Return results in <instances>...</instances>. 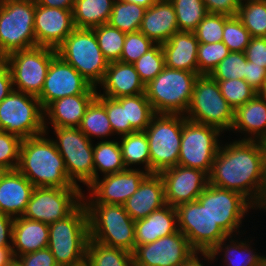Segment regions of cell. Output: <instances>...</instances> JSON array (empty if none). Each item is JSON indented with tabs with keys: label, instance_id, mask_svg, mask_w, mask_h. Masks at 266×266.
<instances>
[{
	"label": "cell",
	"instance_id": "obj_54",
	"mask_svg": "<svg viewBox=\"0 0 266 266\" xmlns=\"http://www.w3.org/2000/svg\"><path fill=\"white\" fill-rule=\"evenodd\" d=\"M244 80L257 92H259L266 80V68L257 66L253 62L247 61Z\"/></svg>",
	"mask_w": 266,
	"mask_h": 266
},
{
	"label": "cell",
	"instance_id": "obj_23",
	"mask_svg": "<svg viewBox=\"0 0 266 266\" xmlns=\"http://www.w3.org/2000/svg\"><path fill=\"white\" fill-rule=\"evenodd\" d=\"M166 205L164 182L160 174L149 173L123 204L124 209L134 220L146 218L153 211Z\"/></svg>",
	"mask_w": 266,
	"mask_h": 266
},
{
	"label": "cell",
	"instance_id": "obj_10",
	"mask_svg": "<svg viewBox=\"0 0 266 266\" xmlns=\"http://www.w3.org/2000/svg\"><path fill=\"white\" fill-rule=\"evenodd\" d=\"M52 141L62 156L68 179L77 187H88L94 180L93 142L79 128L53 127Z\"/></svg>",
	"mask_w": 266,
	"mask_h": 266
},
{
	"label": "cell",
	"instance_id": "obj_4",
	"mask_svg": "<svg viewBox=\"0 0 266 266\" xmlns=\"http://www.w3.org/2000/svg\"><path fill=\"white\" fill-rule=\"evenodd\" d=\"M90 239L109 247L133 253L135 250V221L123 205L85 203Z\"/></svg>",
	"mask_w": 266,
	"mask_h": 266
},
{
	"label": "cell",
	"instance_id": "obj_6",
	"mask_svg": "<svg viewBox=\"0 0 266 266\" xmlns=\"http://www.w3.org/2000/svg\"><path fill=\"white\" fill-rule=\"evenodd\" d=\"M36 0H0V58L36 47Z\"/></svg>",
	"mask_w": 266,
	"mask_h": 266
},
{
	"label": "cell",
	"instance_id": "obj_2",
	"mask_svg": "<svg viewBox=\"0 0 266 266\" xmlns=\"http://www.w3.org/2000/svg\"><path fill=\"white\" fill-rule=\"evenodd\" d=\"M48 133L22 140L17 170L34 187H77L68 179L64 160Z\"/></svg>",
	"mask_w": 266,
	"mask_h": 266
},
{
	"label": "cell",
	"instance_id": "obj_57",
	"mask_svg": "<svg viewBox=\"0 0 266 266\" xmlns=\"http://www.w3.org/2000/svg\"><path fill=\"white\" fill-rule=\"evenodd\" d=\"M37 3L45 7H56L60 9H73L74 0H36Z\"/></svg>",
	"mask_w": 266,
	"mask_h": 266
},
{
	"label": "cell",
	"instance_id": "obj_16",
	"mask_svg": "<svg viewBox=\"0 0 266 266\" xmlns=\"http://www.w3.org/2000/svg\"><path fill=\"white\" fill-rule=\"evenodd\" d=\"M175 209L178 230L187 237L195 250L211 251L222 239L228 237L198 200L179 204Z\"/></svg>",
	"mask_w": 266,
	"mask_h": 266
},
{
	"label": "cell",
	"instance_id": "obj_17",
	"mask_svg": "<svg viewBox=\"0 0 266 266\" xmlns=\"http://www.w3.org/2000/svg\"><path fill=\"white\" fill-rule=\"evenodd\" d=\"M77 94H97V88L56 54L48 68L43 89L37 97L41 106L45 109L57 99Z\"/></svg>",
	"mask_w": 266,
	"mask_h": 266
},
{
	"label": "cell",
	"instance_id": "obj_50",
	"mask_svg": "<svg viewBox=\"0 0 266 266\" xmlns=\"http://www.w3.org/2000/svg\"><path fill=\"white\" fill-rule=\"evenodd\" d=\"M21 143L18 136L0 131V168L3 171L17 169Z\"/></svg>",
	"mask_w": 266,
	"mask_h": 266
},
{
	"label": "cell",
	"instance_id": "obj_46",
	"mask_svg": "<svg viewBox=\"0 0 266 266\" xmlns=\"http://www.w3.org/2000/svg\"><path fill=\"white\" fill-rule=\"evenodd\" d=\"M222 37L231 52H244L252 38L237 16H230L225 21Z\"/></svg>",
	"mask_w": 266,
	"mask_h": 266
},
{
	"label": "cell",
	"instance_id": "obj_41",
	"mask_svg": "<svg viewBox=\"0 0 266 266\" xmlns=\"http://www.w3.org/2000/svg\"><path fill=\"white\" fill-rule=\"evenodd\" d=\"M104 58L110 63L120 61L126 33L109 23L92 28Z\"/></svg>",
	"mask_w": 266,
	"mask_h": 266
},
{
	"label": "cell",
	"instance_id": "obj_15",
	"mask_svg": "<svg viewBox=\"0 0 266 266\" xmlns=\"http://www.w3.org/2000/svg\"><path fill=\"white\" fill-rule=\"evenodd\" d=\"M197 200L228 236H237L250 209L255 206L242 194L208 183Z\"/></svg>",
	"mask_w": 266,
	"mask_h": 266
},
{
	"label": "cell",
	"instance_id": "obj_59",
	"mask_svg": "<svg viewBox=\"0 0 266 266\" xmlns=\"http://www.w3.org/2000/svg\"><path fill=\"white\" fill-rule=\"evenodd\" d=\"M12 259V248H0V266H7Z\"/></svg>",
	"mask_w": 266,
	"mask_h": 266
},
{
	"label": "cell",
	"instance_id": "obj_35",
	"mask_svg": "<svg viewBox=\"0 0 266 266\" xmlns=\"http://www.w3.org/2000/svg\"><path fill=\"white\" fill-rule=\"evenodd\" d=\"M86 261L91 266H134L132 253L89 239Z\"/></svg>",
	"mask_w": 266,
	"mask_h": 266
},
{
	"label": "cell",
	"instance_id": "obj_21",
	"mask_svg": "<svg viewBox=\"0 0 266 266\" xmlns=\"http://www.w3.org/2000/svg\"><path fill=\"white\" fill-rule=\"evenodd\" d=\"M74 29L72 9L45 7L36 1L34 32L37 46L56 50Z\"/></svg>",
	"mask_w": 266,
	"mask_h": 266
},
{
	"label": "cell",
	"instance_id": "obj_51",
	"mask_svg": "<svg viewBox=\"0 0 266 266\" xmlns=\"http://www.w3.org/2000/svg\"><path fill=\"white\" fill-rule=\"evenodd\" d=\"M244 54L247 61L266 68V37H252Z\"/></svg>",
	"mask_w": 266,
	"mask_h": 266
},
{
	"label": "cell",
	"instance_id": "obj_52",
	"mask_svg": "<svg viewBox=\"0 0 266 266\" xmlns=\"http://www.w3.org/2000/svg\"><path fill=\"white\" fill-rule=\"evenodd\" d=\"M23 266H58L48 247L18 256Z\"/></svg>",
	"mask_w": 266,
	"mask_h": 266
},
{
	"label": "cell",
	"instance_id": "obj_24",
	"mask_svg": "<svg viewBox=\"0 0 266 266\" xmlns=\"http://www.w3.org/2000/svg\"><path fill=\"white\" fill-rule=\"evenodd\" d=\"M34 185L17 169L0 174V212L13 218L21 217L33 192Z\"/></svg>",
	"mask_w": 266,
	"mask_h": 266
},
{
	"label": "cell",
	"instance_id": "obj_42",
	"mask_svg": "<svg viewBox=\"0 0 266 266\" xmlns=\"http://www.w3.org/2000/svg\"><path fill=\"white\" fill-rule=\"evenodd\" d=\"M144 85L152 81L165 67V57L160 43H155L133 63Z\"/></svg>",
	"mask_w": 266,
	"mask_h": 266
},
{
	"label": "cell",
	"instance_id": "obj_48",
	"mask_svg": "<svg viewBox=\"0 0 266 266\" xmlns=\"http://www.w3.org/2000/svg\"><path fill=\"white\" fill-rule=\"evenodd\" d=\"M96 98L105 106L108 119L113 130V136H124L136 132L130 124H126L125 107L116 99L99 95Z\"/></svg>",
	"mask_w": 266,
	"mask_h": 266
},
{
	"label": "cell",
	"instance_id": "obj_7",
	"mask_svg": "<svg viewBox=\"0 0 266 266\" xmlns=\"http://www.w3.org/2000/svg\"><path fill=\"white\" fill-rule=\"evenodd\" d=\"M92 86L102 82L109 62L99 48L93 29L75 28L56 49Z\"/></svg>",
	"mask_w": 266,
	"mask_h": 266
},
{
	"label": "cell",
	"instance_id": "obj_20",
	"mask_svg": "<svg viewBox=\"0 0 266 266\" xmlns=\"http://www.w3.org/2000/svg\"><path fill=\"white\" fill-rule=\"evenodd\" d=\"M160 175L164 182L165 202L173 207L197 200L208 185L205 172L181 165L166 169Z\"/></svg>",
	"mask_w": 266,
	"mask_h": 266
},
{
	"label": "cell",
	"instance_id": "obj_5",
	"mask_svg": "<svg viewBox=\"0 0 266 266\" xmlns=\"http://www.w3.org/2000/svg\"><path fill=\"white\" fill-rule=\"evenodd\" d=\"M199 74L164 67L145 85V95L156 114L185 115Z\"/></svg>",
	"mask_w": 266,
	"mask_h": 266
},
{
	"label": "cell",
	"instance_id": "obj_32",
	"mask_svg": "<svg viewBox=\"0 0 266 266\" xmlns=\"http://www.w3.org/2000/svg\"><path fill=\"white\" fill-rule=\"evenodd\" d=\"M115 0H74L75 28L92 29L108 23Z\"/></svg>",
	"mask_w": 266,
	"mask_h": 266
},
{
	"label": "cell",
	"instance_id": "obj_53",
	"mask_svg": "<svg viewBox=\"0 0 266 266\" xmlns=\"http://www.w3.org/2000/svg\"><path fill=\"white\" fill-rule=\"evenodd\" d=\"M208 13L237 16L241 0H203Z\"/></svg>",
	"mask_w": 266,
	"mask_h": 266
},
{
	"label": "cell",
	"instance_id": "obj_62",
	"mask_svg": "<svg viewBox=\"0 0 266 266\" xmlns=\"http://www.w3.org/2000/svg\"><path fill=\"white\" fill-rule=\"evenodd\" d=\"M257 266H266V256L264 254H260Z\"/></svg>",
	"mask_w": 266,
	"mask_h": 266
},
{
	"label": "cell",
	"instance_id": "obj_28",
	"mask_svg": "<svg viewBox=\"0 0 266 266\" xmlns=\"http://www.w3.org/2000/svg\"><path fill=\"white\" fill-rule=\"evenodd\" d=\"M198 44L194 32L174 33L165 43L161 44L165 66L198 74Z\"/></svg>",
	"mask_w": 266,
	"mask_h": 266
},
{
	"label": "cell",
	"instance_id": "obj_58",
	"mask_svg": "<svg viewBox=\"0 0 266 266\" xmlns=\"http://www.w3.org/2000/svg\"><path fill=\"white\" fill-rule=\"evenodd\" d=\"M201 251L195 250L194 253H192L181 266H205L203 264V261L201 262L200 257Z\"/></svg>",
	"mask_w": 266,
	"mask_h": 266
},
{
	"label": "cell",
	"instance_id": "obj_43",
	"mask_svg": "<svg viewBox=\"0 0 266 266\" xmlns=\"http://www.w3.org/2000/svg\"><path fill=\"white\" fill-rule=\"evenodd\" d=\"M230 52L223 42L199 43L197 50L198 74L209 75Z\"/></svg>",
	"mask_w": 266,
	"mask_h": 266
},
{
	"label": "cell",
	"instance_id": "obj_29",
	"mask_svg": "<svg viewBox=\"0 0 266 266\" xmlns=\"http://www.w3.org/2000/svg\"><path fill=\"white\" fill-rule=\"evenodd\" d=\"M178 231L176 209L166 204L146 218L135 221V248Z\"/></svg>",
	"mask_w": 266,
	"mask_h": 266
},
{
	"label": "cell",
	"instance_id": "obj_37",
	"mask_svg": "<svg viewBox=\"0 0 266 266\" xmlns=\"http://www.w3.org/2000/svg\"><path fill=\"white\" fill-rule=\"evenodd\" d=\"M116 100L125 107L126 124H130L135 131H144L156 114L145 93L122 96Z\"/></svg>",
	"mask_w": 266,
	"mask_h": 266
},
{
	"label": "cell",
	"instance_id": "obj_19",
	"mask_svg": "<svg viewBox=\"0 0 266 266\" xmlns=\"http://www.w3.org/2000/svg\"><path fill=\"white\" fill-rule=\"evenodd\" d=\"M149 173L142 168L128 169L98 178L87 187L89 196L83 195L84 203L123 205L138 190ZM89 197V198H88Z\"/></svg>",
	"mask_w": 266,
	"mask_h": 266
},
{
	"label": "cell",
	"instance_id": "obj_36",
	"mask_svg": "<svg viewBox=\"0 0 266 266\" xmlns=\"http://www.w3.org/2000/svg\"><path fill=\"white\" fill-rule=\"evenodd\" d=\"M78 128L90 140L93 139L92 137H97V140L99 138L109 140L108 137L113 135L105 106L97 98L88 106Z\"/></svg>",
	"mask_w": 266,
	"mask_h": 266
},
{
	"label": "cell",
	"instance_id": "obj_3",
	"mask_svg": "<svg viewBox=\"0 0 266 266\" xmlns=\"http://www.w3.org/2000/svg\"><path fill=\"white\" fill-rule=\"evenodd\" d=\"M48 226V248L58 266H75L86 260L90 232L84 202L70 215Z\"/></svg>",
	"mask_w": 266,
	"mask_h": 266
},
{
	"label": "cell",
	"instance_id": "obj_49",
	"mask_svg": "<svg viewBox=\"0 0 266 266\" xmlns=\"http://www.w3.org/2000/svg\"><path fill=\"white\" fill-rule=\"evenodd\" d=\"M155 43L142 32L126 33L120 62L133 64Z\"/></svg>",
	"mask_w": 266,
	"mask_h": 266
},
{
	"label": "cell",
	"instance_id": "obj_38",
	"mask_svg": "<svg viewBox=\"0 0 266 266\" xmlns=\"http://www.w3.org/2000/svg\"><path fill=\"white\" fill-rule=\"evenodd\" d=\"M145 11V7L137 4L115 0L108 23L124 33L137 32Z\"/></svg>",
	"mask_w": 266,
	"mask_h": 266
},
{
	"label": "cell",
	"instance_id": "obj_65",
	"mask_svg": "<svg viewBox=\"0 0 266 266\" xmlns=\"http://www.w3.org/2000/svg\"><path fill=\"white\" fill-rule=\"evenodd\" d=\"M75 266H91L86 260L78 265Z\"/></svg>",
	"mask_w": 266,
	"mask_h": 266
},
{
	"label": "cell",
	"instance_id": "obj_1",
	"mask_svg": "<svg viewBox=\"0 0 266 266\" xmlns=\"http://www.w3.org/2000/svg\"><path fill=\"white\" fill-rule=\"evenodd\" d=\"M266 142L234 140L221 143L208 183L242 194L257 205L265 184Z\"/></svg>",
	"mask_w": 266,
	"mask_h": 266
},
{
	"label": "cell",
	"instance_id": "obj_34",
	"mask_svg": "<svg viewBox=\"0 0 266 266\" xmlns=\"http://www.w3.org/2000/svg\"><path fill=\"white\" fill-rule=\"evenodd\" d=\"M122 160L126 168L135 169L134 165H143L142 169L150 173V150L144 131H136L119 137Z\"/></svg>",
	"mask_w": 266,
	"mask_h": 266
},
{
	"label": "cell",
	"instance_id": "obj_13",
	"mask_svg": "<svg viewBox=\"0 0 266 266\" xmlns=\"http://www.w3.org/2000/svg\"><path fill=\"white\" fill-rule=\"evenodd\" d=\"M221 134L213 126L186 119L183 122L178 165L199 169L209 175L222 143L219 140Z\"/></svg>",
	"mask_w": 266,
	"mask_h": 266
},
{
	"label": "cell",
	"instance_id": "obj_55",
	"mask_svg": "<svg viewBox=\"0 0 266 266\" xmlns=\"http://www.w3.org/2000/svg\"><path fill=\"white\" fill-rule=\"evenodd\" d=\"M13 217L0 212V248H12Z\"/></svg>",
	"mask_w": 266,
	"mask_h": 266
},
{
	"label": "cell",
	"instance_id": "obj_27",
	"mask_svg": "<svg viewBox=\"0 0 266 266\" xmlns=\"http://www.w3.org/2000/svg\"><path fill=\"white\" fill-rule=\"evenodd\" d=\"M154 43H165L179 32L174 6L170 0H158L146 9L139 29Z\"/></svg>",
	"mask_w": 266,
	"mask_h": 266
},
{
	"label": "cell",
	"instance_id": "obj_56",
	"mask_svg": "<svg viewBox=\"0 0 266 266\" xmlns=\"http://www.w3.org/2000/svg\"><path fill=\"white\" fill-rule=\"evenodd\" d=\"M13 90L14 88L10 68L7 62L0 58V102Z\"/></svg>",
	"mask_w": 266,
	"mask_h": 266
},
{
	"label": "cell",
	"instance_id": "obj_39",
	"mask_svg": "<svg viewBox=\"0 0 266 266\" xmlns=\"http://www.w3.org/2000/svg\"><path fill=\"white\" fill-rule=\"evenodd\" d=\"M237 17L251 37H266V0H241Z\"/></svg>",
	"mask_w": 266,
	"mask_h": 266
},
{
	"label": "cell",
	"instance_id": "obj_63",
	"mask_svg": "<svg viewBox=\"0 0 266 266\" xmlns=\"http://www.w3.org/2000/svg\"><path fill=\"white\" fill-rule=\"evenodd\" d=\"M258 94L266 99V80L264 81L263 87L259 90Z\"/></svg>",
	"mask_w": 266,
	"mask_h": 266
},
{
	"label": "cell",
	"instance_id": "obj_26",
	"mask_svg": "<svg viewBox=\"0 0 266 266\" xmlns=\"http://www.w3.org/2000/svg\"><path fill=\"white\" fill-rule=\"evenodd\" d=\"M231 131L244 134L239 140L266 142V99L257 93L250 101L236 108Z\"/></svg>",
	"mask_w": 266,
	"mask_h": 266
},
{
	"label": "cell",
	"instance_id": "obj_33",
	"mask_svg": "<svg viewBox=\"0 0 266 266\" xmlns=\"http://www.w3.org/2000/svg\"><path fill=\"white\" fill-rule=\"evenodd\" d=\"M118 139L102 140L93 146L94 180L126 169Z\"/></svg>",
	"mask_w": 266,
	"mask_h": 266
},
{
	"label": "cell",
	"instance_id": "obj_47",
	"mask_svg": "<svg viewBox=\"0 0 266 266\" xmlns=\"http://www.w3.org/2000/svg\"><path fill=\"white\" fill-rule=\"evenodd\" d=\"M230 16L208 13L199 23L194 34L199 43L222 42L224 23Z\"/></svg>",
	"mask_w": 266,
	"mask_h": 266
},
{
	"label": "cell",
	"instance_id": "obj_8",
	"mask_svg": "<svg viewBox=\"0 0 266 266\" xmlns=\"http://www.w3.org/2000/svg\"><path fill=\"white\" fill-rule=\"evenodd\" d=\"M184 116L192 122L213 126L225 133L232 128L234 109L222 96L216 80L209 75H199Z\"/></svg>",
	"mask_w": 266,
	"mask_h": 266
},
{
	"label": "cell",
	"instance_id": "obj_40",
	"mask_svg": "<svg viewBox=\"0 0 266 266\" xmlns=\"http://www.w3.org/2000/svg\"><path fill=\"white\" fill-rule=\"evenodd\" d=\"M174 6L180 32H194L208 14L203 0H170Z\"/></svg>",
	"mask_w": 266,
	"mask_h": 266
},
{
	"label": "cell",
	"instance_id": "obj_12",
	"mask_svg": "<svg viewBox=\"0 0 266 266\" xmlns=\"http://www.w3.org/2000/svg\"><path fill=\"white\" fill-rule=\"evenodd\" d=\"M56 54L55 49L36 46L6 56L4 60L10 68L14 90L38 97Z\"/></svg>",
	"mask_w": 266,
	"mask_h": 266
},
{
	"label": "cell",
	"instance_id": "obj_18",
	"mask_svg": "<svg viewBox=\"0 0 266 266\" xmlns=\"http://www.w3.org/2000/svg\"><path fill=\"white\" fill-rule=\"evenodd\" d=\"M195 249L181 232L161 237L135 248L134 266H181Z\"/></svg>",
	"mask_w": 266,
	"mask_h": 266
},
{
	"label": "cell",
	"instance_id": "obj_64",
	"mask_svg": "<svg viewBox=\"0 0 266 266\" xmlns=\"http://www.w3.org/2000/svg\"><path fill=\"white\" fill-rule=\"evenodd\" d=\"M7 266H23L17 258H13Z\"/></svg>",
	"mask_w": 266,
	"mask_h": 266
},
{
	"label": "cell",
	"instance_id": "obj_61",
	"mask_svg": "<svg viewBox=\"0 0 266 266\" xmlns=\"http://www.w3.org/2000/svg\"><path fill=\"white\" fill-rule=\"evenodd\" d=\"M129 3H134L139 6L145 7L146 9L154 5L158 0H123Z\"/></svg>",
	"mask_w": 266,
	"mask_h": 266
},
{
	"label": "cell",
	"instance_id": "obj_11",
	"mask_svg": "<svg viewBox=\"0 0 266 266\" xmlns=\"http://www.w3.org/2000/svg\"><path fill=\"white\" fill-rule=\"evenodd\" d=\"M0 131L22 140L44 133V109L39 99L13 90L0 102Z\"/></svg>",
	"mask_w": 266,
	"mask_h": 266
},
{
	"label": "cell",
	"instance_id": "obj_14",
	"mask_svg": "<svg viewBox=\"0 0 266 266\" xmlns=\"http://www.w3.org/2000/svg\"><path fill=\"white\" fill-rule=\"evenodd\" d=\"M81 187H34L23 217L50 225L70 215L82 202Z\"/></svg>",
	"mask_w": 266,
	"mask_h": 266
},
{
	"label": "cell",
	"instance_id": "obj_45",
	"mask_svg": "<svg viewBox=\"0 0 266 266\" xmlns=\"http://www.w3.org/2000/svg\"><path fill=\"white\" fill-rule=\"evenodd\" d=\"M247 59L244 52H230L209 74L216 81L244 79Z\"/></svg>",
	"mask_w": 266,
	"mask_h": 266
},
{
	"label": "cell",
	"instance_id": "obj_25",
	"mask_svg": "<svg viewBox=\"0 0 266 266\" xmlns=\"http://www.w3.org/2000/svg\"><path fill=\"white\" fill-rule=\"evenodd\" d=\"M96 96L97 94H77L66 96L51 102L44 109L45 132L49 131L48 124L51 125V128H78L88 106Z\"/></svg>",
	"mask_w": 266,
	"mask_h": 266
},
{
	"label": "cell",
	"instance_id": "obj_9",
	"mask_svg": "<svg viewBox=\"0 0 266 266\" xmlns=\"http://www.w3.org/2000/svg\"><path fill=\"white\" fill-rule=\"evenodd\" d=\"M184 115L155 114L144 130L150 150V173L178 165Z\"/></svg>",
	"mask_w": 266,
	"mask_h": 266
},
{
	"label": "cell",
	"instance_id": "obj_22",
	"mask_svg": "<svg viewBox=\"0 0 266 266\" xmlns=\"http://www.w3.org/2000/svg\"><path fill=\"white\" fill-rule=\"evenodd\" d=\"M100 86L103 93L99 90ZM97 90L99 95L116 99L145 93V85L133 64L115 61L108 64L105 76Z\"/></svg>",
	"mask_w": 266,
	"mask_h": 266
},
{
	"label": "cell",
	"instance_id": "obj_60",
	"mask_svg": "<svg viewBox=\"0 0 266 266\" xmlns=\"http://www.w3.org/2000/svg\"><path fill=\"white\" fill-rule=\"evenodd\" d=\"M259 209L262 210L264 212H266V173H265V184H264V188L261 194V197L257 203V205L255 206V210Z\"/></svg>",
	"mask_w": 266,
	"mask_h": 266
},
{
	"label": "cell",
	"instance_id": "obj_31",
	"mask_svg": "<svg viewBox=\"0 0 266 266\" xmlns=\"http://www.w3.org/2000/svg\"><path fill=\"white\" fill-rule=\"evenodd\" d=\"M233 237L237 236H228L222 239L211 251H201L200 258L211 264L218 260L216 258L218 255L223 254V258H221L223 266H257L261 253L255 252L257 249L252 248L253 242L249 238L248 241L247 239L241 241L240 238L234 239Z\"/></svg>",
	"mask_w": 266,
	"mask_h": 266
},
{
	"label": "cell",
	"instance_id": "obj_44",
	"mask_svg": "<svg viewBox=\"0 0 266 266\" xmlns=\"http://www.w3.org/2000/svg\"><path fill=\"white\" fill-rule=\"evenodd\" d=\"M222 96L235 110L250 101L258 92L244 79L217 81Z\"/></svg>",
	"mask_w": 266,
	"mask_h": 266
},
{
	"label": "cell",
	"instance_id": "obj_30",
	"mask_svg": "<svg viewBox=\"0 0 266 266\" xmlns=\"http://www.w3.org/2000/svg\"><path fill=\"white\" fill-rule=\"evenodd\" d=\"M49 226L43 222L16 217L13 223L12 256L17 258L27 253L48 247Z\"/></svg>",
	"mask_w": 266,
	"mask_h": 266
}]
</instances>
